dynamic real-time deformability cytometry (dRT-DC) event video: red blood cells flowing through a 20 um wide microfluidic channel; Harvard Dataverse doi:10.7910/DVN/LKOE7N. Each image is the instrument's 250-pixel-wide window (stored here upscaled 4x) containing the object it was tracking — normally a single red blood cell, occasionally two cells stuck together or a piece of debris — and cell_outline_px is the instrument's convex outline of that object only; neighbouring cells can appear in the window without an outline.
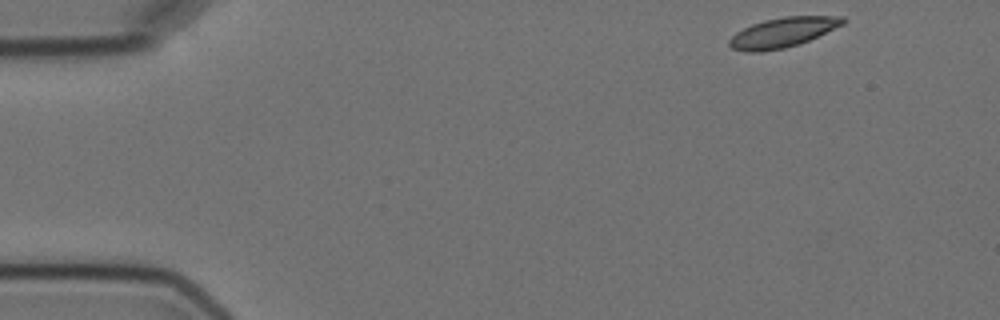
{"species": "Egyptian fruit bat (a non-hibernating species)", "species_latin": "Rousettus aegyptiacus", "temperature_condition": "cold", "stored_images_in_passage": 4, "camera_frame_rate_fps": 3000, "um_per_image_px": 0.085, "animal": {"sex": "female"}, "frame": {"image": 1, "passage_image": 1, "time_ms": 0.0, "image_size_px": [1000, 320], "cell_outline_px": [[848, 20], [844, 24], [800, 44], [784, 48], [760, 52], [744, 52], [732, 48], [728, 44], [728, 40], [736, 32], [752, 24], [764, 20], [784, 16], [844, 16]], "centroid_in_image_um": [66.54, 2.76], "position_along_channel_um": 18.5, "area_um2": 19.83}}
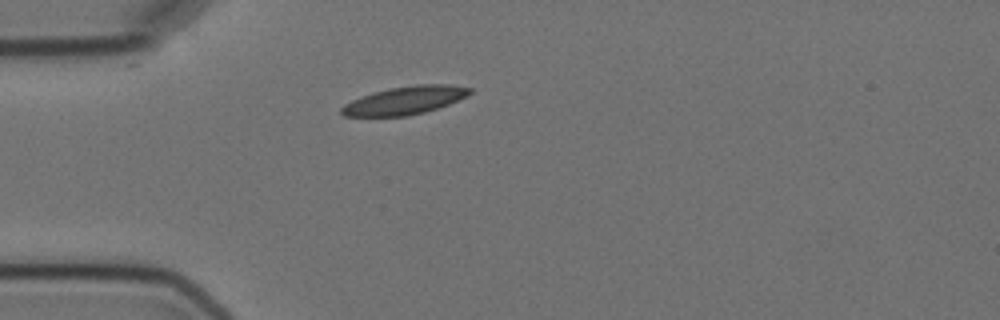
{"frame": {"image": 2, "passage_image": 4, "time_ms": 3.333, "image_size_px": [1000, 320], "cell_outline_px": [[472, 92], [468, 96], [448, 104], [424, 112], [408, 116], [344, 116], [340, 112], [340, 108], [344, 104], [352, 100], [372, 92], [392, 88], [416, 84], [448, 84], [472, 88]], "centroid_in_image_um": [34.42, 8.53], "position_along_channel_um": 50.6, "area_um2": 20.92}}